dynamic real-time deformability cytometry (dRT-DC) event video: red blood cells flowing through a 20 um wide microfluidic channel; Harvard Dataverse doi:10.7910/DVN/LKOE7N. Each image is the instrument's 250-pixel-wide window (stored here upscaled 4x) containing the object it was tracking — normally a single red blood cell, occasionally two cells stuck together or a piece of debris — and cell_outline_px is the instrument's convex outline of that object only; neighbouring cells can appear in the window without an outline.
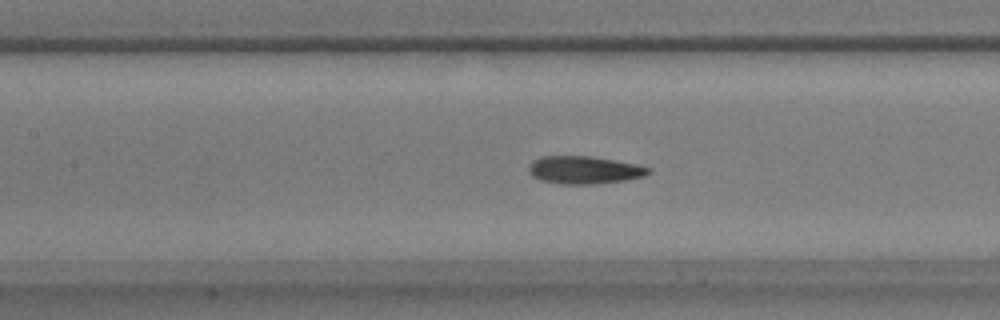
{"species": "common noctule bat (a hibernating species)", "species_latin": "Nyctalus noctula", "temperature_condition": "warm", "stored_images_in_passage": 52, "camera_frame_rate_fps": 3000, "um_per_image_px": 0.085, "animal": {"sex": "male", "body_mass_g": 17.9}, "frame": {"image": 1, "passage_image": 24, "time_ms": 7.667, "image_size_px": [1000, 320], "cell_outline_px": [[652, 172], [644, 176], [624, 180], [596, 184], [564, 184], [540, 180], [532, 176], [528, 172], [528, 164], [532, 160], [540, 156], [592, 156], [636, 164], [652, 168]], "centroid_in_image_um": [49.64, 14.44], "position_along_channel_um": 157.8, "area_um2": 19.54}}
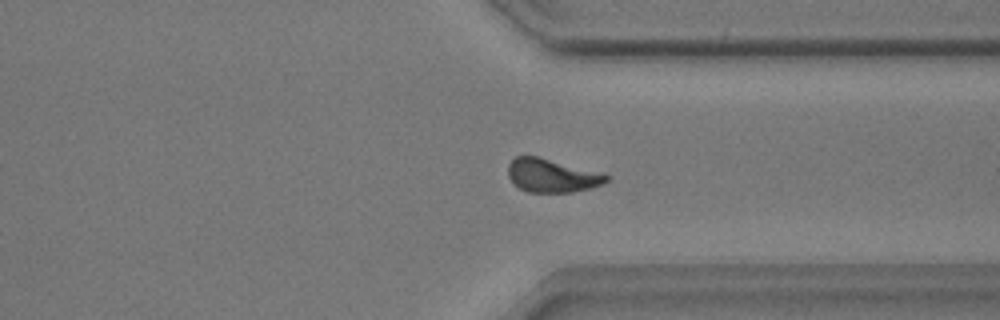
{"frame": {"image": 2, "passage_image": 40, "time_ms": 13.0, "image_size_px": [1000, 320], "cell_outline_px": [[608, 180], [604, 184], [572, 192], [528, 192], [512, 184], [508, 176], [508, 164], [516, 156], [536, 156], [608, 176]], "centroid_in_image_um": [46.81, 14.94], "position_along_channel_um": 364.6, "area_um2": 18.55}}
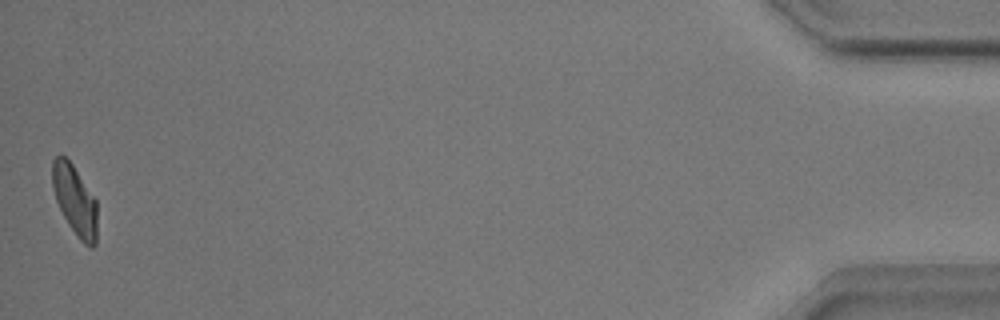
{"frame": {"image": 3, "passage_image": 52, "time_ms": 17.0, "image_size_px": [1000, 320], "cell_outline_px": [[96, 244], [92, 248], [84, 244], [80, 240], [68, 224], [56, 200], [52, 188], [52, 160], [56, 156], [64, 156], [72, 164], [96, 200]], "centroid_in_image_um": [6.35, 17.03], "position_along_channel_um": 428.8, "area_um2": 18.03}, "authors_computed_cell_mechanics": {"area_um2": 18.8139, "velocity_mm_per_s": 3.8832, "shape_relaxation_time_tau1_ms": 3.8428, "shape_relaxation_time_tau2_ms": 2.2364, "deformation_change_tau1": 0.1427, "deformation_change_tau2": 0.0796}}